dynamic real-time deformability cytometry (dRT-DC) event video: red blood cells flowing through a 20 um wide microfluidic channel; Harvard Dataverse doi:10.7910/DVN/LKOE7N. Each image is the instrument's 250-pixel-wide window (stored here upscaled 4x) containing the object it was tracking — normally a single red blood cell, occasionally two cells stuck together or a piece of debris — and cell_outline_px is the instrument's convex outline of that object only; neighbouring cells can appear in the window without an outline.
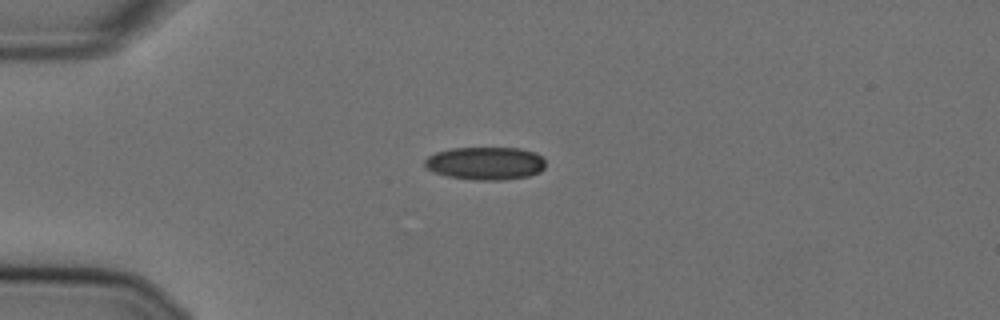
{"species": "Egyptian fruit bat (a non-hibernating species)", "species_latin": "Rousettus aegyptiacus", "temperature_condition": "cold", "stored_images_in_passage": 43, "camera_frame_rate_fps": 3000, "um_per_image_px": 0.085, "animal": {"sex": "female"}, "frame": {"image": 1, "passage_image": 1, "time_ms": 0.0, "image_size_px": [1000, 320], "cell_outline_px": [[544, 168], [540, 172], [528, 176], [504, 180], [476, 180], [448, 176], [432, 172], [424, 168], [424, 160], [428, 156], [436, 152], [452, 148], [520, 148], [536, 152], [544, 160]], "centroid_in_image_um": [41.24, 13.88], "position_along_channel_um": 43.8, "area_um2": 23.35}}
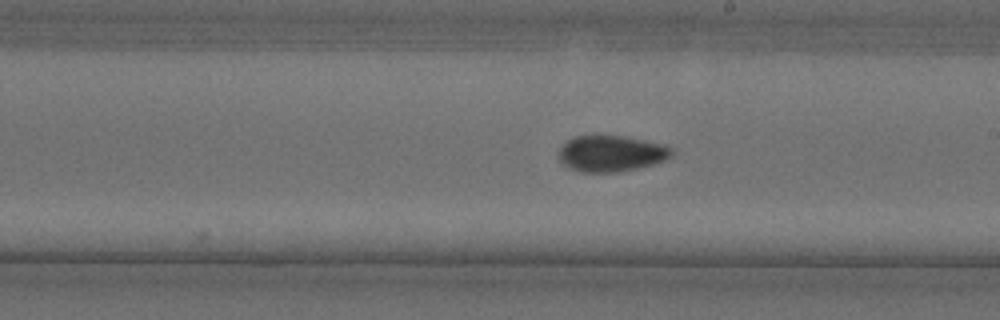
{"frame": {"image": 2, "passage_image": 19, "time_ms": 6.0, "image_size_px": [1000, 320], "cell_outline_px": [[672, 156], [664, 160], [652, 164], [636, 168], [616, 172], [580, 172], [568, 168], [560, 160], [560, 148], [568, 140], [576, 136], [596, 132], [624, 136], [668, 144], [672, 148]], "centroid_in_image_um": [51.95, 13.0], "position_along_channel_um": 237.0, "area_um2": 24.39}}
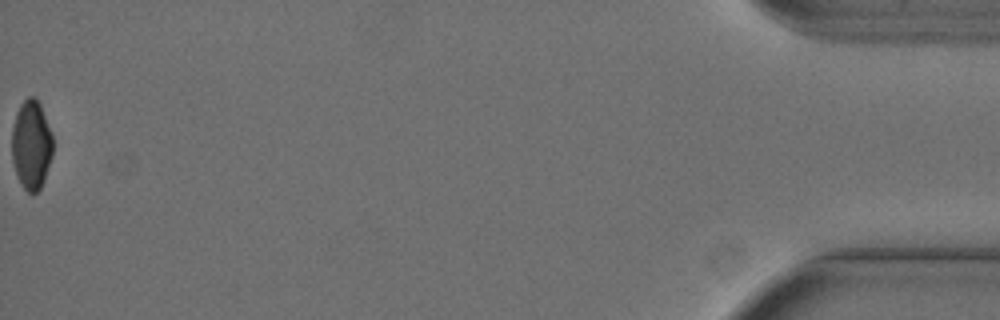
{"frame": {"image": 3, "passage_image": 43, "time_ms": 14.0, "image_size_px": [1000, 320], "cell_outline_px": [[52, 152], [44, 180], [40, 188], [36, 192], [28, 192], [24, 188], [16, 172], [12, 160], [12, 128], [16, 112], [20, 104], [28, 96], [36, 96], [40, 104], [52, 136]], "centroid_in_image_um": [2.65, 12.26], "position_along_channel_um": 432.6, "area_um2": 20.98}, "authors_computed_cell_mechanics": {"area_um2": 23.2934, "velocity_mm_per_s": 3.6331, "shape_relaxation_time_tau1_ms": null, "shape_relaxation_time_tau2_ms": 4.8516, "deformation_change_tau1": null, "deformation_change_tau2": 0.0741}}